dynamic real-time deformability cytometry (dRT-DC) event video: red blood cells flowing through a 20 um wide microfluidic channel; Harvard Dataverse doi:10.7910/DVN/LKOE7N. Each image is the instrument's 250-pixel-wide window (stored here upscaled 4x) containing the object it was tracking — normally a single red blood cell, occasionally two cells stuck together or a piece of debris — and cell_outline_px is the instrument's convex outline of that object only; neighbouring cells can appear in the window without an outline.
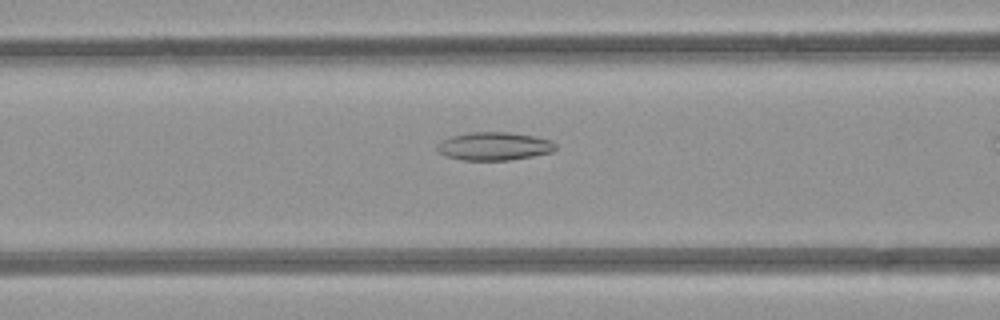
{"species": "common noctule bat (a hibernating species)", "species_latin": "Nyctalus noctula", "temperature_condition": "room temperature", "stored_images_in_passage": 9, "camera_frame_rate_fps": 3000, "um_per_image_px": 0.085, "animal": {"sex": "female", "body_mass_g": 21.9}, "frame": {"image": 1, "passage_image": 9, "time_ms": 9.667, "image_size_px": [1000, 320], "cell_outline_px": [[556, 148], [552, 152], [532, 156], [508, 160], [464, 160], [444, 156], [436, 152], [436, 144], [440, 140], [452, 136], [468, 132], [508, 132], [532, 136], [552, 140], [556, 144]], "centroid_in_image_um": [41.94, 12.43], "position_along_channel_um": 124.7, "area_um2": 19.59}}